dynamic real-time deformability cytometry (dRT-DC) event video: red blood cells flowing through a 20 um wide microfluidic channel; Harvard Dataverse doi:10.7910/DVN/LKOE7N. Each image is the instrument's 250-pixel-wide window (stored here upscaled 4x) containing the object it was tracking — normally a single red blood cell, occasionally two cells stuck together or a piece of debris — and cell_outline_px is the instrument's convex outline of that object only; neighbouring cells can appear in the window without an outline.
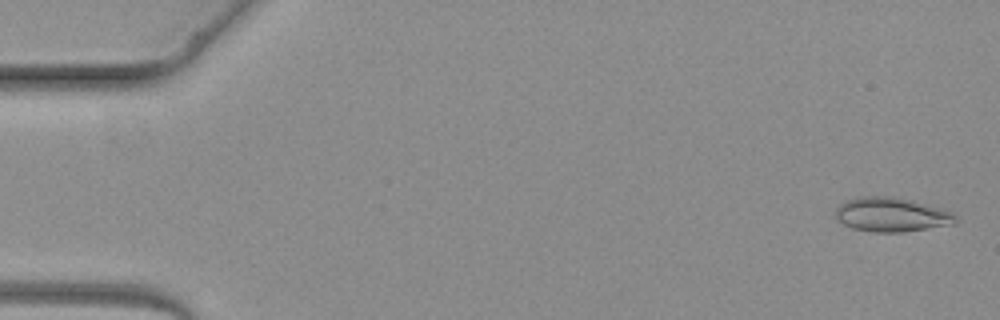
{"species": "common noctule bat (a hibernating species)", "species_latin": "Nyctalus noctula", "temperature_condition": "warm", "stored_images_in_passage": 4, "camera_frame_rate_fps": 3000, "um_per_image_px": 0.085, "animal": {"sex": "female", "body_mass_g": 19.3, "forearm_length_mm": 54.1}, "frame": {"image": 1, "passage_image": 1, "time_ms": 0.0, "image_size_px": [1000, 320], "cell_outline_px": [[956, 224], [904, 232], [872, 232], [852, 228], [836, 220], [836, 208], [840, 204], [848, 200], [860, 196], [888, 196], [912, 200], [952, 212], [956, 216]], "centroid_in_image_um": [75.77, 18.25], "position_along_channel_um": 9.2, "area_um2": 23.93}}
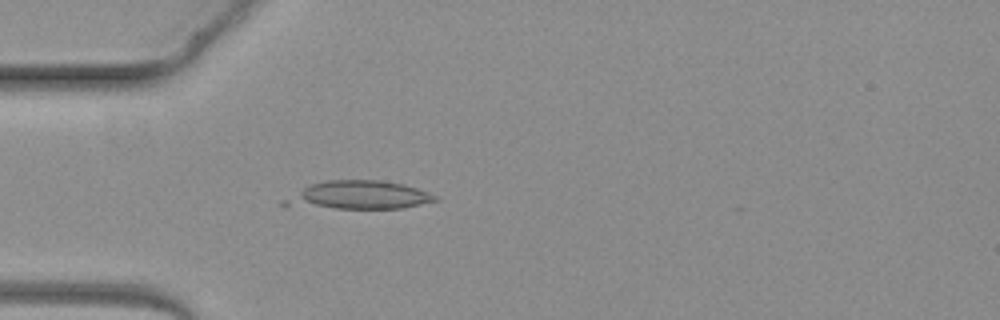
{"frame": {"image": 2, "passage_image": 4, "time_ms": 3.667, "image_size_px": [1000, 320], "cell_outline_px": [[440, 200], [404, 208], [284, 208], [280, 204], [280, 200], [312, 184], [328, 180], [380, 180], [404, 184], [428, 192], [436, 196]], "centroid_in_image_um": [30.39, 16.61], "position_along_channel_um": 54.6, "area_um2": 25.2}}